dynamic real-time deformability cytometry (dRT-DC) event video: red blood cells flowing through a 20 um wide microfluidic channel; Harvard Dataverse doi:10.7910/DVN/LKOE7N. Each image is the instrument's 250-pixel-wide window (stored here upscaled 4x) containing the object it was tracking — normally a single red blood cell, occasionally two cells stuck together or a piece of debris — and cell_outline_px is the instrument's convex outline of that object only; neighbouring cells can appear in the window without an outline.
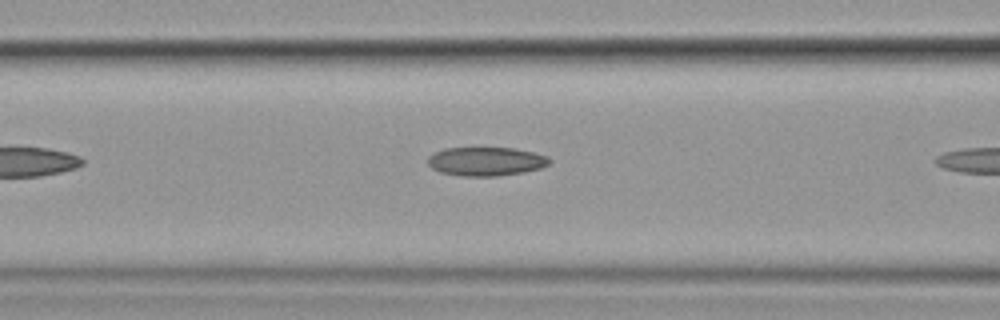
{"species": "common noctule bat (a hibernating species)", "species_latin": "Nyctalus noctula", "temperature_condition": "cold", "stored_images_in_passage": 6, "camera_frame_rate_fps": 3000, "um_per_image_px": 0.085, "animal": {"sex": "female", "body_mass_g": 19.9}, "frame": {"image": 1, "passage_image": 5, "time_ms": 1.333, "image_size_px": [1000, 320], "cell_outline_px": [[552, 160], [548, 164], [540, 168], [524, 172], [496, 176], [460, 176], [440, 172], [432, 168], [428, 164], [428, 156], [444, 148], [516, 148], [548, 156]], "centroid_in_image_um": [41.31, 13.72], "position_along_channel_um": 125.3, "area_um2": 20.4}}